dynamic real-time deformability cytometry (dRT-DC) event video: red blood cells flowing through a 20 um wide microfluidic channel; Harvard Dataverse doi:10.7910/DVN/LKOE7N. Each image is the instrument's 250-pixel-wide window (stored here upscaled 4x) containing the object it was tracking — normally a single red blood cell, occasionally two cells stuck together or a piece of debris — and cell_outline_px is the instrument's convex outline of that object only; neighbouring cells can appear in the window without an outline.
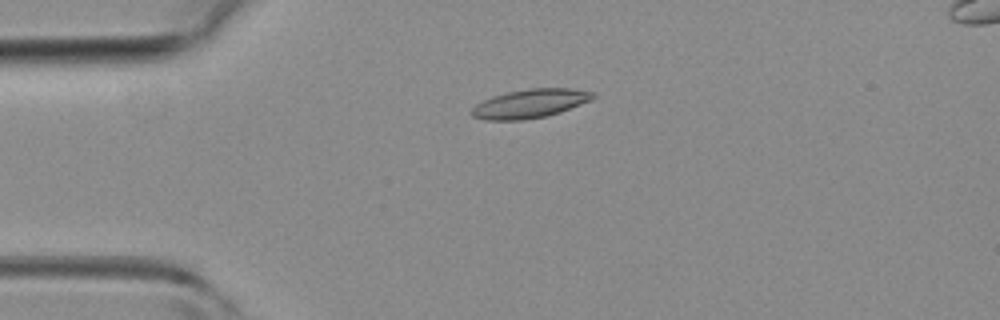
{"species": "common noctule bat (a hibernating species)", "species_latin": "Nyctalus noctula", "temperature_condition": "room temperature", "stored_images_in_passage": 30, "camera_frame_rate_fps": 3000, "um_per_image_px": 0.085, "animal": {"sex": "female", "body_mass_g": 19.3, "forearm_length_mm": 54.1}, "frame": {"image": 1, "passage_image": 1, "time_ms": 0.0, "image_size_px": [1000, 320], "cell_outline_px": [[596, 96], [592, 100], [560, 112], [548, 116], [524, 120], [484, 120], [472, 116], [468, 112], [476, 104], [492, 96], [508, 92], [532, 88], [572, 88], [596, 92]], "centroid_in_image_um": [45.07, 8.81], "position_along_channel_um": 39.9, "area_um2": 20.58}}
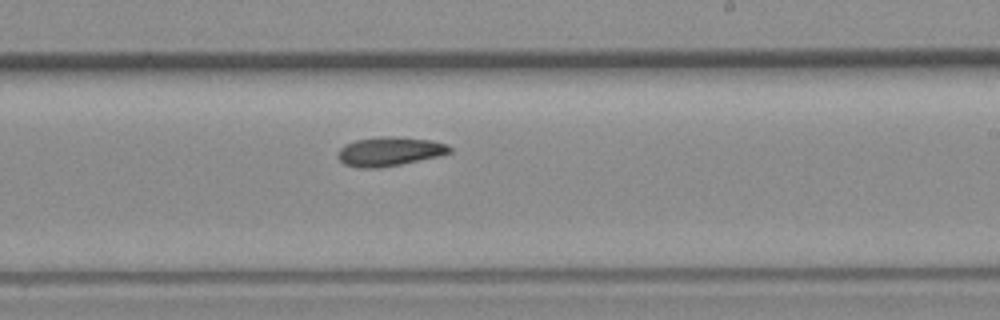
{"frame": {"image": 2, "passage_image": 17, "time_ms": 5.333, "image_size_px": [1000, 320], "cell_outline_px": [[452, 152], [440, 156], [400, 164], [376, 168], [360, 168], [344, 164], [340, 160], [340, 148], [356, 140], [388, 136], [392, 136], [432, 140], [448, 144], [452, 148]], "centroid_in_image_um": [33.19, 12.87], "position_along_channel_um": 255.8, "area_um2": 18.67}}
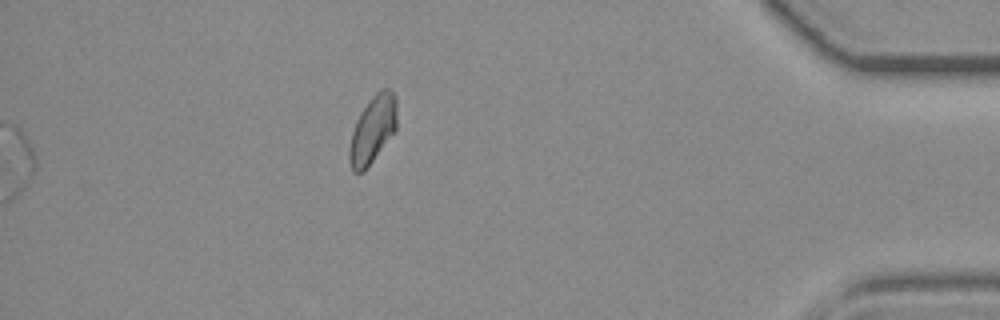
{"frame": {"image": 3, "passage_image": 30, "time_ms": 9.667, "image_size_px": [1000, 320], "cell_outline_px": [[396, 128], [364, 172], [352, 172], [348, 160], [348, 152], [352, 132], [356, 120], [360, 112], [372, 96], [380, 88], [388, 88], [396, 96]], "centroid_in_image_um": [31.65, 11.0], "position_along_channel_um": 403.6, "area_um2": 18.55}}